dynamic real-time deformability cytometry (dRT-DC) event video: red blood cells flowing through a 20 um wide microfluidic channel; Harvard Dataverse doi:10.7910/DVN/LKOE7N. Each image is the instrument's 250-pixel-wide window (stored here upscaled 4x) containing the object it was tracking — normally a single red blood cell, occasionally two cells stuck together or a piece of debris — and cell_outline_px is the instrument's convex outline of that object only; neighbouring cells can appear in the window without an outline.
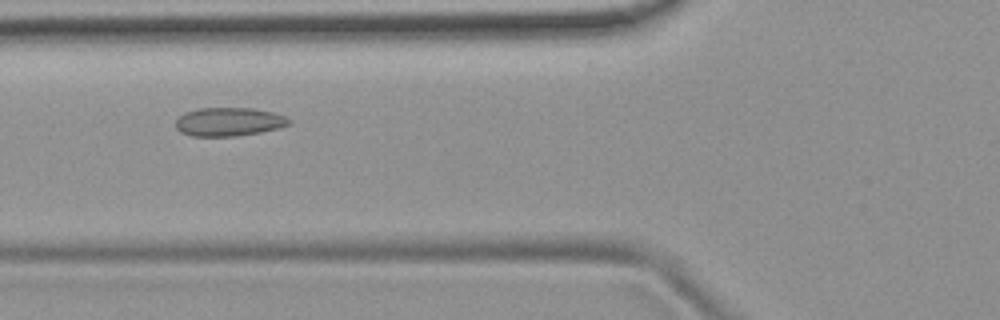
{"species": "common noctule bat (a hibernating species)", "species_latin": "Nyctalus noctula", "temperature_condition": "room temperature", "stored_images_in_passage": 32, "camera_frame_rate_fps": 3000, "um_per_image_px": 0.085, "animal": {"sex": "female", "body_mass_g": 19.9}, "frame": {"image": 1, "passage_image": 9, "time_ms": 2.667, "image_size_px": [1000, 320], "cell_outline_px": [[292, 124], [280, 128], [260, 132], [236, 136], [192, 136], [180, 132], [176, 128], [176, 120], [184, 112], [200, 108], [252, 108], [272, 112], [284, 116], [292, 120]], "centroid_in_image_um": [19.47, 10.35], "position_along_channel_um": 106.3, "area_um2": 18.96}}
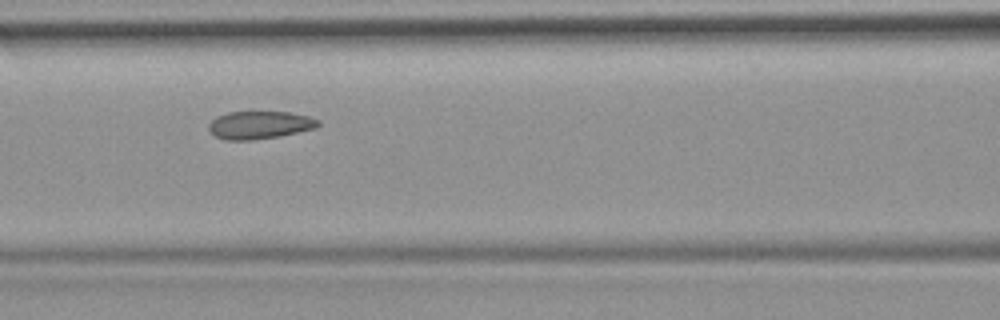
{"frame": {"image": 2, "passage_image": 12, "time_ms": 3.667, "image_size_px": [1000, 320], "cell_outline_px": [[320, 124], [316, 128], [280, 136], [252, 140], [224, 140], [216, 136], [208, 128], [208, 124], [216, 116], [228, 112], [288, 112], [308, 116], [320, 120]], "centroid_in_image_um": [22.07, 10.62], "position_along_channel_um": 144.5, "area_um2": 17.74}}
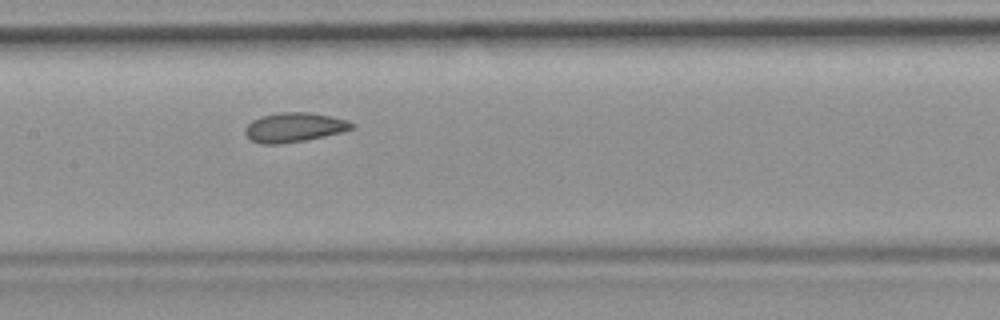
{"frame": {"image": 3, "passage_image": 15, "time_ms": 4.667, "image_size_px": [1000, 320], "cell_outline_px": [[356, 128], [344, 132], [304, 140], [280, 144], [260, 144], [252, 140], [244, 132], [244, 128], [252, 120], [260, 116], [280, 112], [308, 112], [348, 120], [356, 124]], "centroid_in_image_um": [25.03, 10.82], "position_along_channel_um": 182.4, "area_um2": 18.38}, "authors_computed_cell_mechanics": {"area_um2": 18.1781, "velocity_mm_per_s": 3.8, "shape_relaxation_time_tau1_ms": null, "shape_relaxation_time_tau2_ms": 1.7535, "deformation_change_tau1": null, "deformation_change_tau2": 0.064}}